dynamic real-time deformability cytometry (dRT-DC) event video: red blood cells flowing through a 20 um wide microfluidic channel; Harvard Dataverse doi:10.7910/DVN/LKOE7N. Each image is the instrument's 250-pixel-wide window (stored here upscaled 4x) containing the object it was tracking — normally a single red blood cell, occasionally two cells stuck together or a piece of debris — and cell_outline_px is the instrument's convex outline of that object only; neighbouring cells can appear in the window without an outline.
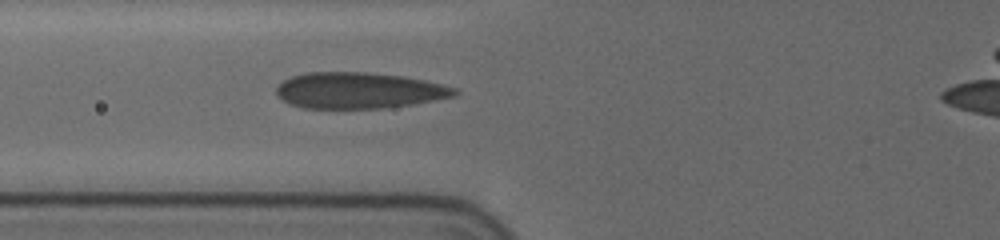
{"species": "human", "species_latin": "Homo sapiens", "temperature_condition": "cold", "stored_images_in_passage": 2, "camera_frame_rate_fps": 3000, "um_per_image_px": 0.085, "donor": {"sex": "female"}, "frame": {"image": 1, "passage_image": 2, "time_ms": 0.333, "image_size_px": [1000, 240], "cell_outline_px": [[460, 92], [456, 96], [412, 104], [380, 108], [304, 108], [288, 104], [276, 96], [276, 88], [284, 80], [292, 76], [308, 72], [364, 72], [400, 76], [424, 80], [456, 88]], "centroid_in_image_um": [30.47, 7.69], "position_along_channel_um": 95.3, "area_um2": 37.4}}